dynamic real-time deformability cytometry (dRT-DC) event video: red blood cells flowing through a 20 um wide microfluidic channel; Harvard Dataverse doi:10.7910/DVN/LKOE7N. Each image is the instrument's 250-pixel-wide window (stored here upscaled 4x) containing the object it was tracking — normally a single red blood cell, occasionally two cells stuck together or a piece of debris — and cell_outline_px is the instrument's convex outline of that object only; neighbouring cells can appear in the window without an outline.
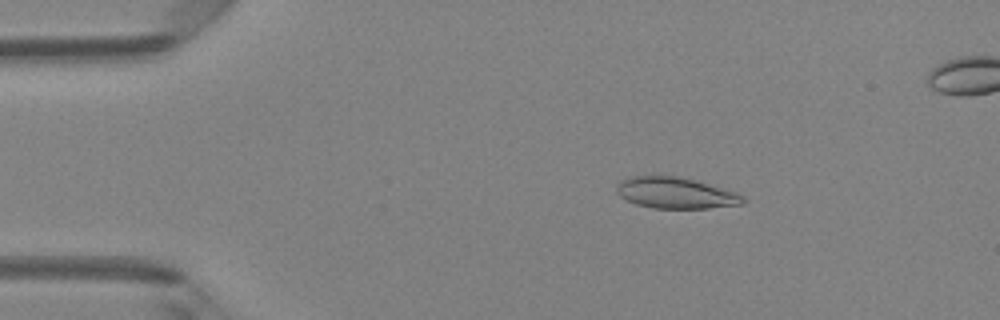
{"species": "Egyptian fruit bat (a non-hibernating species)", "species_latin": "Rousettus aegyptiacus", "temperature_condition": "room temperature", "stored_images_in_passage": 47, "camera_frame_rate_fps": 3000, "um_per_image_px": 0.085, "animal": {"sex": "female"}, "frame": {"image": 1, "passage_image": 8, "time_ms": 2.333, "image_size_px": [1000, 320], "cell_outline_px": [[744, 204], [708, 208], [652, 208], [636, 204], [620, 196], [616, 192], [616, 184], [620, 180], [632, 176], [676, 176], [696, 180], [736, 192], [744, 196]], "centroid_in_image_um": [57.41, 16.4], "position_along_channel_um": 27.6, "area_um2": 22.95}}
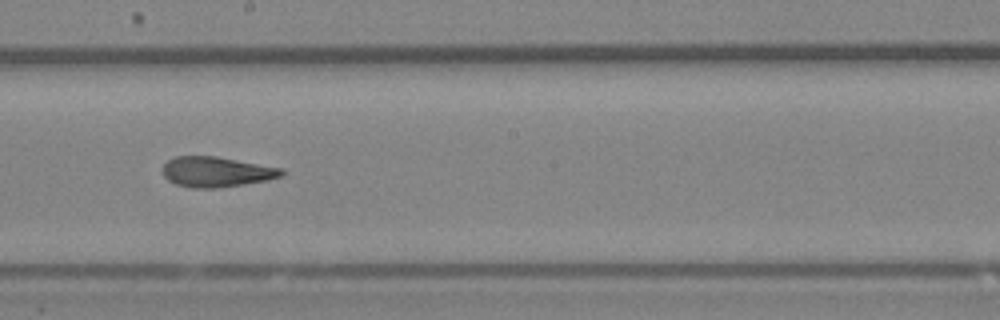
{"frame": {"image": 2, "passage_image": 27, "time_ms": 8.667, "image_size_px": [1000, 320], "cell_outline_px": [[284, 172], [280, 176], [268, 180], [216, 188], [192, 188], [176, 184], [168, 180], [164, 176], [164, 164], [168, 160], [176, 156], [216, 156], [284, 168]], "centroid_in_image_um": [18.4, 14.6], "position_along_channel_um": 229.8, "area_um2": 20.87}}
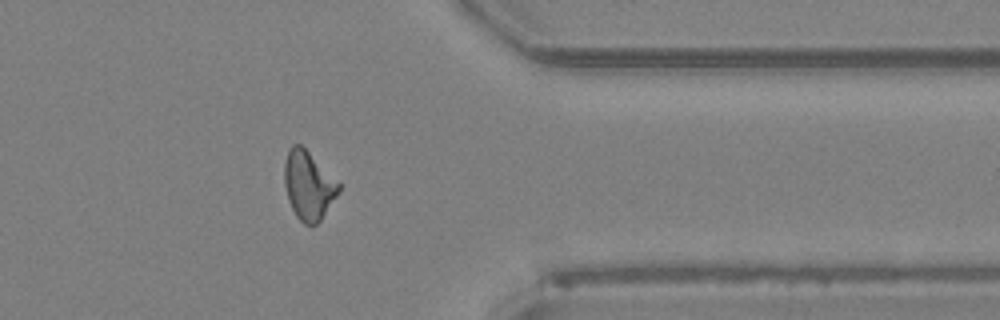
{"frame": {"image": 3, "passage_image": 39, "time_ms": 12.667, "image_size_px": [1000, 320], "cell_outline_px": [[340, 192], [320, 220], [312, 228], [304, 224], [296, 216], [288, 200], [284, 184], [284, 164], [288, 148], [292, 144], [300, 144], [340, 184]], "centroid_in_image_um": [26.2, 15.79], "position_along_channel_um": 385.2, "area_um2": 21.62}}